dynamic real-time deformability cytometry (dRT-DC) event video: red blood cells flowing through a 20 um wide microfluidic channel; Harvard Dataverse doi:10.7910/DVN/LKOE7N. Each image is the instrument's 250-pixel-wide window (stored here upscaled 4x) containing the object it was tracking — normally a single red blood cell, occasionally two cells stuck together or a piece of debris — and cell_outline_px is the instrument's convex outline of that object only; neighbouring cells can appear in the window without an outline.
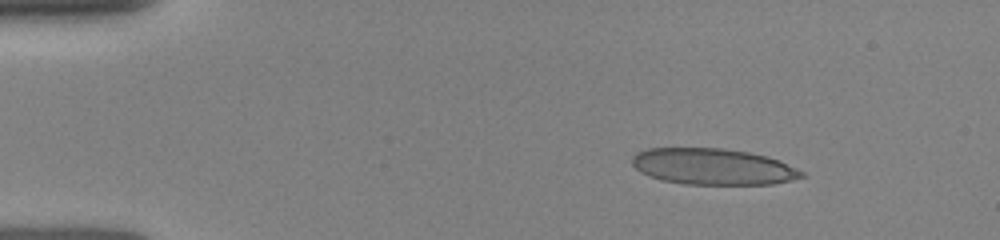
{"species": "human", "species_latin": "Homo sapiens", "temperature_condition": "room temperature", "stored_images_in_passage": 20, "camera_frame_rate_fps": 3000, "um_per_image_px": 0.085, "donor": {"sex": "female"}, "frame": {"image": 1, "passage_image": 1, "time_ms": 0.0, "image_size_px": [1000, 240], "cell_outline_px": [[808, 176], [792, 180], [772, 184], [684, 184], [664, 180], [648, 176], [640, 172], [632, 164], [632, 156], [636, 152], [648, 148], [724, 148], [748, 152], [768, 156], [780, 160], [804, 172]], "centroid_in_image_um": [60.62, 14.16], "position_along_channel_um": 24.4, "area_um2": 36.01}}